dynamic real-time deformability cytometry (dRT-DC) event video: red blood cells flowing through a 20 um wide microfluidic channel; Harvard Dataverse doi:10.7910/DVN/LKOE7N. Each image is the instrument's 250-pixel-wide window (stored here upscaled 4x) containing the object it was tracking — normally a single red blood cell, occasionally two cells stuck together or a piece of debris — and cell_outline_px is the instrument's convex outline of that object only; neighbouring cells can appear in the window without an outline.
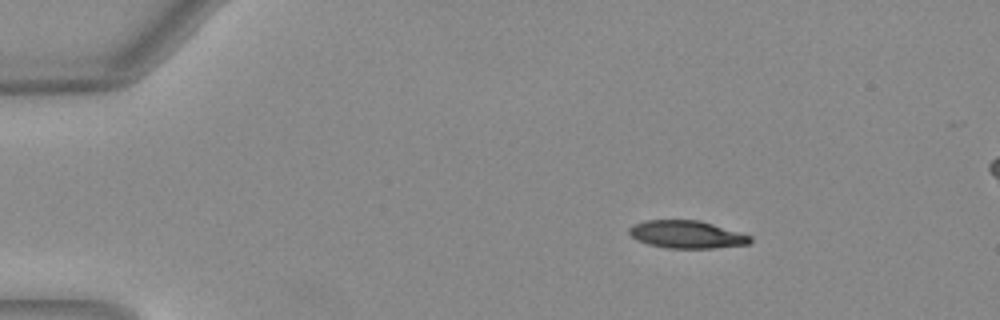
{"species": "Egyptian fruit bat (a non-hibernating species)", "species_latin": "Rousettus aegyptiacus", "temperature_condition": "warm", "stored_images_in_passage": 44, "camera_frame_rate_fps": 3000, "um_per_image_px": 0.085, "animal": {"sex": "female"}, "frame": {"image": 1, "passage_image": 1, "time_ms": 0.0, "image_size_px": [1000, 320], "cell_outline_px": [[752, 240], [748, 244], [712, 248], [668, 248], [648, 244], [636, 240], [628, 232], [628, 228], [644, 220], [700, 220], [752, 236]], "centroid_in_image_um": [58.36, 19.93], "position_along_channel_um": 26.6, "area_um2": 19.42}}
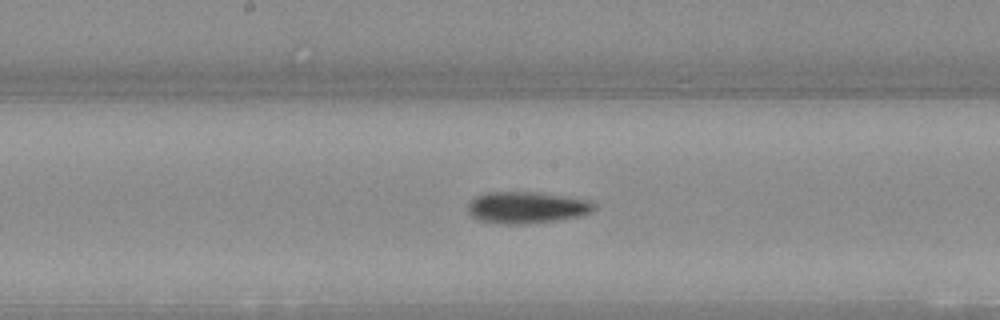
{"frame": {"image": 2, "passage_image": 20, "time_ms": 6.333, "image_size_px": [1000, 320], "cell_outline_px": [[596, 208], [592, 212], [580, 216], [552, 220], [520, 224], [500, 224], [480, 220], [472, 216], [468, 212], [468, 204], [476, 196], [488, 192], [540, 192], [588, 200]], "centroid_in_image_um": [44.74, 17.63], "position_along_channel_um": 203.5, "area_um2": 23.0}}
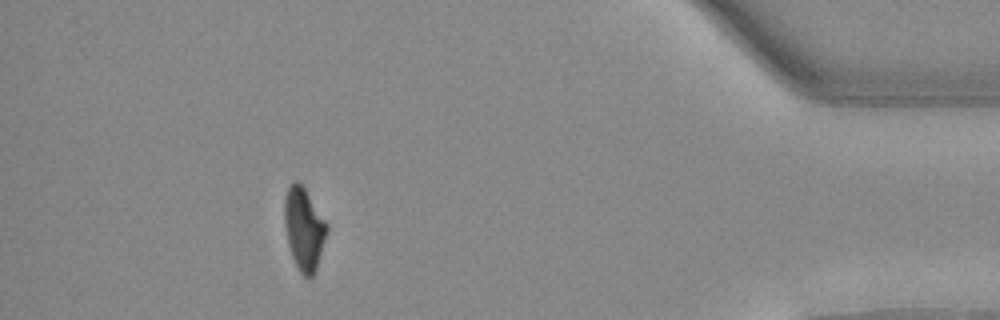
{"frame": {"image": 3, "passage_image": 39, "time_ms": 12.667, "image_size_px": [1000, 320], "cell_outline_px": [[328, 232], [316, 268], [312, 276], [304, 276], [300, 272], [292, 256], [288, 244], [284, 224], [284, 200], [288, 188], [292, 180], [296, 180], [304, 188], [328, 224]], "centroid_in_image_um": [25.83, 19.43], "position_along_channel_um": 409.4, "area_um2": 20.17}, "authors_computed_cell_mechanics": {"area_um2": 21.0681, "velocity_mm_per_s": 4.0446, "shape_relaxation_time_tau1_ms": 4.2839, "shape_relaxation_time_tau2_ms": 4.5849, "deformation_change_tau1": 0.2096, "deformation_change_tau2": 0.1278}}